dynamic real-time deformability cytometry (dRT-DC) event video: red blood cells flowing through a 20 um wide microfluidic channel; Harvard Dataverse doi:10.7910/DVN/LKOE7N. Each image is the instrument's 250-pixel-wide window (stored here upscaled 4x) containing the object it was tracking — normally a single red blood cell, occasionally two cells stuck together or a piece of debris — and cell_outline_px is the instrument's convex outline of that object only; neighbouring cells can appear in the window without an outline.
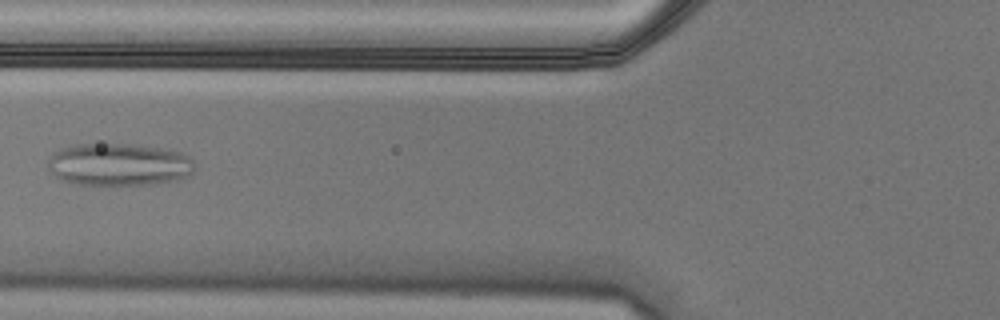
{"species": "Egyptian fruit bat (a non-hibernating species)", "species_latin": "Rousettus aegyptiacus", "temperature_condition": "cold", "stored_images_in_passage": 8, "camera_frame_rate_fps": 3000, "um_per_image_px": 0.085, "animal": {"sex": "male"}, "frame": {"image": 1, "passage_image": 6, "time_ms": 1.667, "image_size_px": [1000, 320], "cell_outline_px": [[196, 168], [192, 176], [180, 180], [156, 184], [76, 184], [64, 180], [56, 176], [48, 168], [48, 160], [60, 148], [72, 144], [136, 144], [168, 148], [180, 152], [188, 156], [196, 164]], "centroid_in_image_um": [10.21, 13.97], "position_along_channel_um": 115.6, "area_um2": 36.82}}